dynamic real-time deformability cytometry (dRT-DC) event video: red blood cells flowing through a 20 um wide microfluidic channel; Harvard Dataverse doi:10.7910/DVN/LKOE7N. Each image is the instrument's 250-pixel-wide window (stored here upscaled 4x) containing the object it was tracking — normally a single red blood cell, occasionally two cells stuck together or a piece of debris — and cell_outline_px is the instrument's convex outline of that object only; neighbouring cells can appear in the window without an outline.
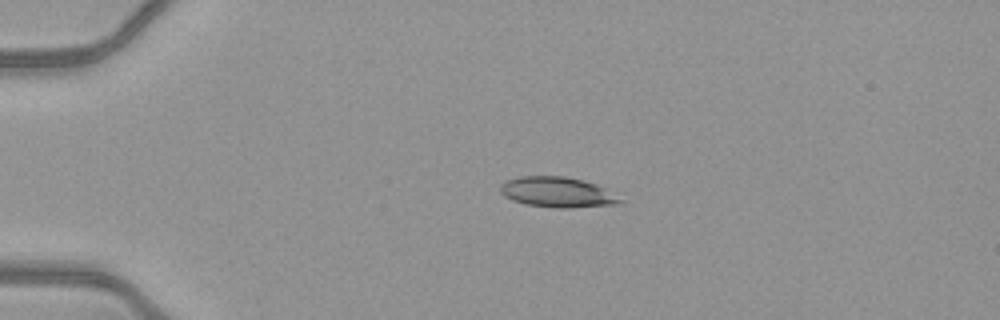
{"species": "common noctule bat (a hibernating species)", "species_latin": "Nyctalus noctula", "temperature_condition": "warm", "stored_images_in_passage": 40, "camera_frame_rate_fps": 3000, "um_per_image_px": 0.085, "animal": {"sex": "female", "body_mass_g": 21.9}, "frame": {"image": 1, "passage_image": 1, "time_ms": 0.0, "image_size_px": [1000, 320], "cell_outline_px": [[624, 200], [620, 204], [568, 208], [556, 208], [524, 204], [512, 200], [504, 196], [500, 192], [500, 184], [504, 180], [520, 176], [564, 176], [584, 180], [596, 184], [604, 188]], "centroid_in_image_um": [47.35, 16.33], "position_along_channel_um": 37.7, "area_um2": 21.39}}
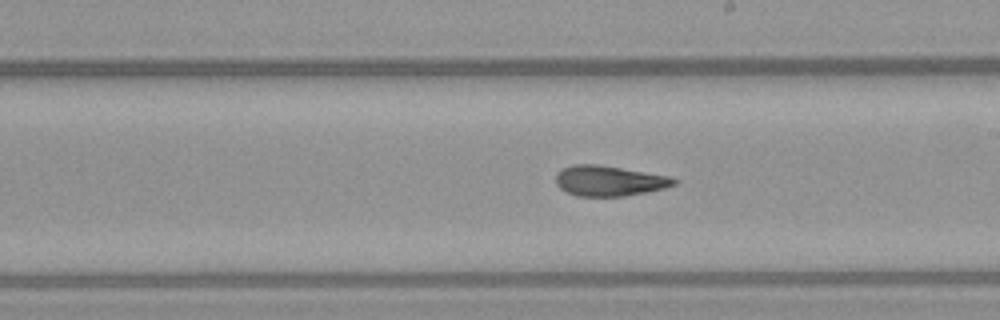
{"frame": {"image": 2, "passage_image": 19, "time_ms": 6.0, "image_size_px": [1000, 320], "cell_outline_px": [[680, 180], [676, 184], [664, 188], [648, 192], [624, 196], [576, 196], [564, 192], [556, 184], [556, 172], [572, 164], [600, 164], [668, 176]], "centroid_in_image_um": [51.76, 15.37], "position_along_channel_um": 237.2, "area_um2": 21.1}}
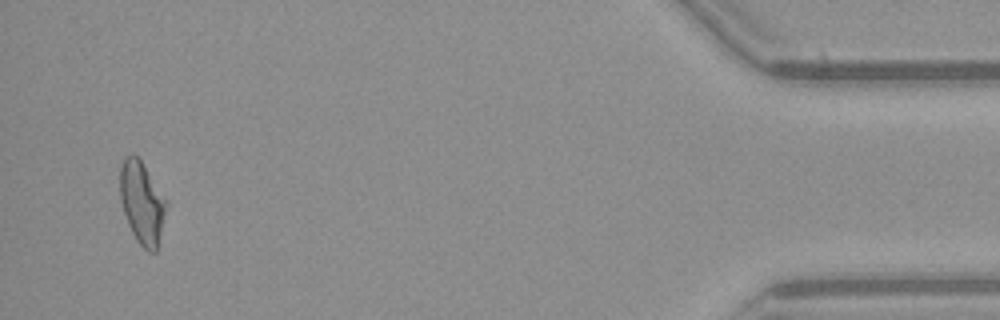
{"frame": {"image": 3, "passage_image": 38, "time_ms": 12.333, "image_size_px": [1000, 320], "cell_outline_px": [[164, 212], [156, 252], [148, 252], [136, 240], [128, 224], [120, 200], [120, 168], [124, 156], [132, 152], [140, 160], [164, 200]], "centroid_in_image_um": [11.99, 17.22], "position_along_channel_um": 423.2, "area_um2": 21.15}, "authors_computed_cell_mechanics": {"area_um2": 21.2993, "velocity_mm_per_s": 4.1322, "shape_relaxation_time_tau1_ms": null, "shape_relaxation_time_tau2_ms": 2.3072, "deformation_change_tau1": null, "deformation_change_tau2": 0.1029}}